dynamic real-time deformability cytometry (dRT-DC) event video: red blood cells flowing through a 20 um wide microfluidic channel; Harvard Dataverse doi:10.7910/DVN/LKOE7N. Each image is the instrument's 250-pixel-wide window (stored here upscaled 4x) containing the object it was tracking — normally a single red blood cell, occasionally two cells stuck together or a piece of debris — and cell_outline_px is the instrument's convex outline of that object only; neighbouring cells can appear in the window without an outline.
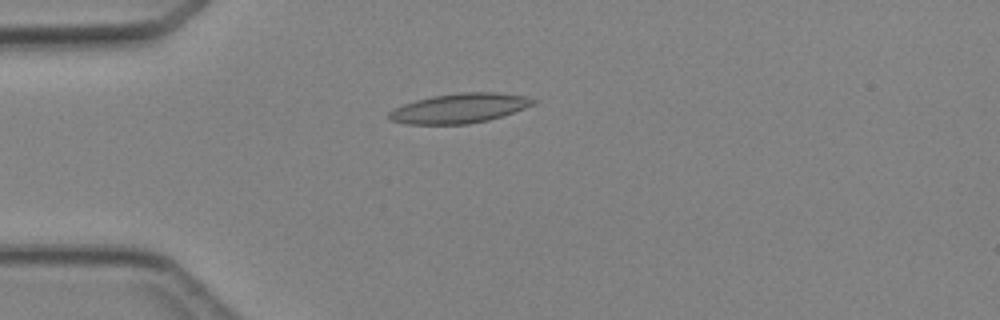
{"species": "Egyptian fruit bat (a non-hibernating species)", "species_latin": "Rousettus aegyptiacus", "temperature_condition": "cold", "stored_images_in_passage": 4, "camera_frame_rate_fps": 3000, "um_per_image_px": 0.085, "animal": {"sex": "female"}, "frame": {"image": 1, "passage_image": 4, "time_ms": 3.667, "image_size_px": [1000, 320], "cell_outline_px": [[540, 100], [536, 104], [488, 120], [468, 124], [408, 124], [392, 120], [388, 116], [388, 112], [404, 104], [416, 100], [432, 96], [460, 92], [496, 92], [524, 96]], "centroid_in_image_um": [39.09, 9.19], "position_along_channel_um": 45.9, "area_um2": 24.74}}